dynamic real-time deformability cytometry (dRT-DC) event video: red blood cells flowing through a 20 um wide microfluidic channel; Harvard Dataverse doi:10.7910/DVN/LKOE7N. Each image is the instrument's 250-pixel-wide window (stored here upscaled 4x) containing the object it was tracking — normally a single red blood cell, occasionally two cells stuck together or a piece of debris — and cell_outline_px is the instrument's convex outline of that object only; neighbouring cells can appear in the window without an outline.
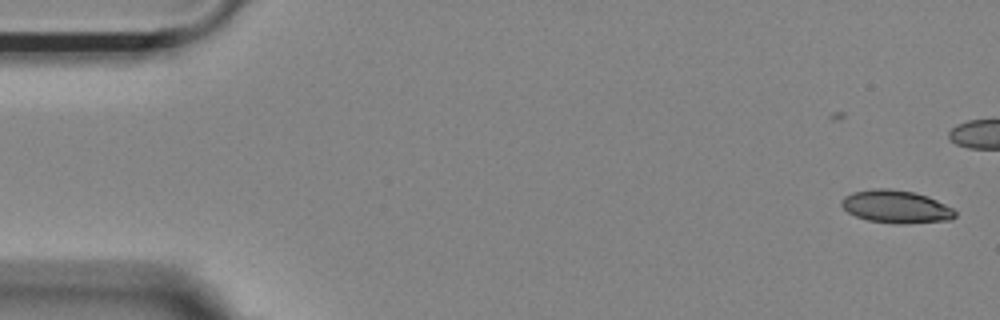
{"species": "Egyptian fruit bat (a non-hibernating species)", "species_latin": "Rousettus aegyptiacus", "temperature_condition": "room temperature", "stored_images_in_passage": 47, "camera_frame_rate_fps": 3000, "um_per_image_px": 0.085, "animal": {"sex": "female"}, "frame": {"image": 1, "passage_image": 1, "time_ms": 0.0, "image_size_px": [1000, 320], "cell_outline_px": [[956, 216], [952, 220], [908, 224], [892, 224], [868, 220], [856, 216], [848, 212], [840, 204], [840, 200], [844, 196], [852, 192], [872, 188], [892, 188], [916, 192], [928, 196], [952, 208], [956, 212]], "centroid_in_image_um": [76.16, 17.56], "position_along_channel_um": 8.8, "area_um2": 22.14}}